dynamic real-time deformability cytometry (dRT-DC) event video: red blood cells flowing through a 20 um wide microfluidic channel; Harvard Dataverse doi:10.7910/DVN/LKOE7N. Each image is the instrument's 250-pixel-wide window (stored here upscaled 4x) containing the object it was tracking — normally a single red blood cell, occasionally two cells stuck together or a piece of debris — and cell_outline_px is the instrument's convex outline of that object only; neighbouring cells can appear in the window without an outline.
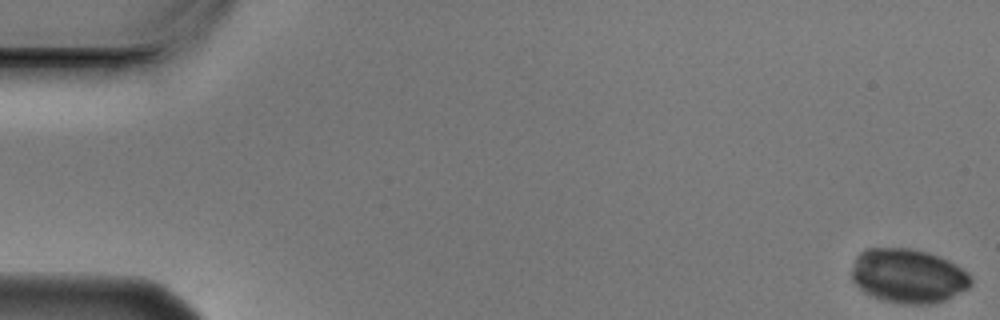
{"species": "Egyptian fruit bat (a non-hibernating species)", "species_latin": "Rousettus aegyptiacus", "temperature_condition": "cold", "stored_images_in_passage": 6, "camera_frame_rate_fps": 3000, "um_per_image_px": 0.085, "animal": {"sex": "male"}, "frame": {"image": 1, "passage_image": 1, "time_ms": 0.0, "image_size_px": [1000, 320], "cell_outline_px": [[972, 284], [968, 288], [936, 304], [900, 304], [880, 300], [864, 292], [852, 280], [852, 268], [856, 260], [868, 248], [912, 248], [928, 252], [948, 260], [956, 264], [968, 272], [972, 276]], "centroid_in_image_um": [77.23, 23.47], "position_along_channel_um": 7.8, "area_um2": 37.74}}